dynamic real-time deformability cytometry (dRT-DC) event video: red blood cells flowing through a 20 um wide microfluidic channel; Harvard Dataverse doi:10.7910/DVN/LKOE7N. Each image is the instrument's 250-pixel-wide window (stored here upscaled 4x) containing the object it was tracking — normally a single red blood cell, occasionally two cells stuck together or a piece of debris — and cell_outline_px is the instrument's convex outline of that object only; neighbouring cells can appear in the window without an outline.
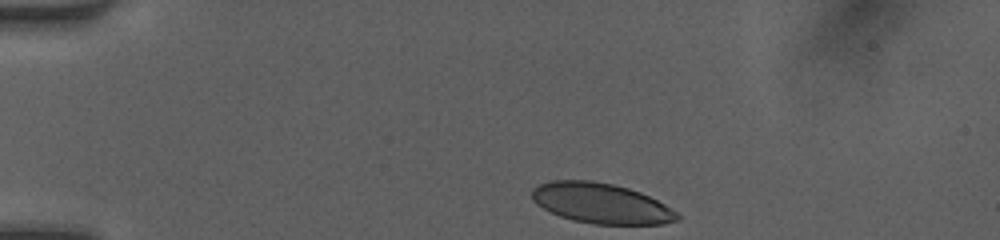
{"species": "human", "species_latin": "Homo sapiens", "temperature_condition": "room temperature", "stored_images_in_passage": 34, "camera_frame_rate_fps": 3000, "um_per_image_px": 0.085, "donor": {"sex": "female"}, "frame": {"image": 1, "passage_image": 1, "time_ms": 0.0, "image_size_px": [1000, 240], "cell_outline_px": [[680, 220], [664, 224], [596, 224], [572, 220], [560, 216], [536, 204], [532, 200], [532, 188], [540, 184], [552, 180], [592, 180], [612, 184], [628, 188], [640, 192], [664, 204], [676, 212], [680, 216]], "centroid_in_image_um": [51.09, 17.28], "position_along_channel_um": 33.9, "area_um2": 33.99}}
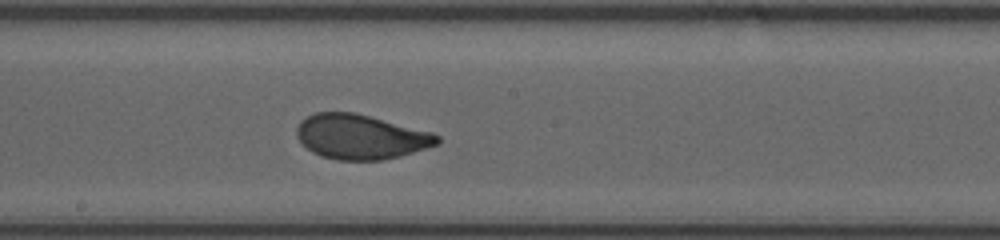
{"frame": {"image": 2, "passage_image": 19, "time_ms": 6.0, "image_size_px": [1000, 240], "cell_outline_px": [[440, 144], [400, 156], [380, 160], [340, 160], [320, 156], [312, 152], [296, 136], [296, 128], [300, 120], [316, 112], [356, 112], [432, 132], [440, 136]], "centroid_in_image_um": [30.67, 11.62], "position_along_channel_um": 217.5, "area_um2": 36.7}}
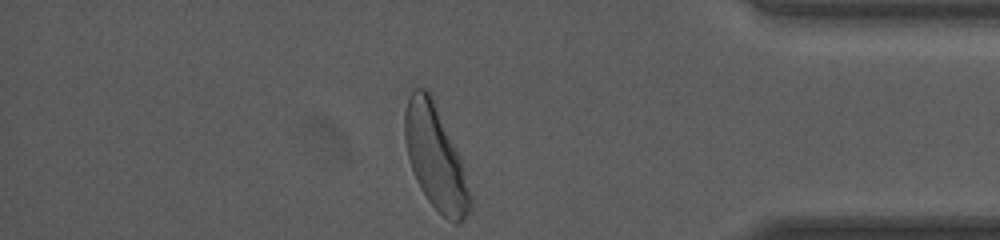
{"frame": {"image": 3, "passage_image": 34, "time_ms": 11.0, "image_size_px": [1000, 240], "cell_outline_px": [[472, 208], [464, 220], [460, 224], [456, 224], [448, 220], [428, 200], [420, 188], [416, 180], [408, 156], [404, 136], [404, 112], [408, 96], [412, 88], [428, 88], [432, 96], [460, 160], [472, 196]], "centroid_in_image_um": [37.0, 13.4], "position_along_channel_um": 398.2, "area_um2": 39.07}, "authors_computed_cell_mechanics": {"area_um2": 36.8186, "velocity_mm_per_s": 4.1169, "shape_relaxation_time_tau1_ms": 2.9395, "shape_relaxation_time_tau2_ms": null, "deformation_change_tau1": 0.1563, "deformation_change_tau2": null}}